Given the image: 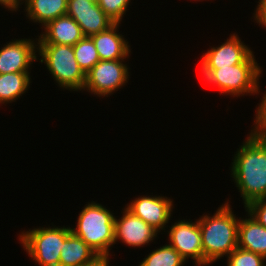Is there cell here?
<instances>
[{"label": "cell", "instance_id": "obj_1", "mask_svg": "<svg viewBox=\"0 0 266 266\" xmlns=\"http://www.w3.org/2000/svg\"><path fill=\"white\" fill-rule=\"evenodd\" d=\"M230 172L244 207L251 201L266 198V138L249 134L237 150Z\"/></svg>", "mask_w": 266, "mask_h": 266}, {"label": "cell", "instance_id": "obj_2", "mask_svg": "<svg viewBox=\"0 0 266 266\" xmlns=\"http://www.w3.org/2000/svg\"><path fill=\"white\" fill-rule=\"evenodd\" d=\"M202 236L203 266L228 256L238 247V223L227 202L214 215H204L198 219Z\"/></svg>", "mask_w": 266, "mask_h": 266}, {"label": "cell", "instance_id": "obj_3", "mask_svg": "<svg viewBox=\"0 0 266 266\" xmlns=\"http://www.w3.org/2000/svg\"><path fill=\"white\" fill-rule=\"evenodd\" d=\"M76 228L71 232L80 237L103 259L109 260V250L114 245L115 216L99 203L84 206L77 218Z\"/></svg>", "mask_w": 266, "mask_h": 266}, {"label": "cell", "instance_id": "obj_4", "mask_svg": "<svg viewBox=\"0 0 266 266\" xmlns=\"http://www.w3.org/2000/svg\"><path fill=\"white\" fill-rule=\"evenodd\" d=\"M207 83L218 87L219 92L233 97L258 94L261 68L253 52L241 63L219 69H201Z\"/></svg>", "mask_w": 266, "mask_h": 266}, {"label": "cell", "instance_id": "obj_5", "mask_svg": "<svg viewBox=\"0 0 266 266\" xmlns=\"http://www.w3.org/2000/svg\"><path fill=\"white\" fill-rule=\"evenodd\" d=\"M41 63L46 64L53 79L63 89L78 91L84 88L86 74L79 67L73 46L59 44H37Z\"/></svg>", "mask_w": 266, "mask_h": 266}, {"label": "cell", "instance_id": "obj_6", "mask_svg": "<svg viewBox=\"0 0 266 266\" xmlns=\"http://www.w3.org/2000/svg\"><path fill=\"white\" fill-rule=\"evenodd\" d=\"M19 240L27 254L40 266H59L63 242L70 227H40L21 232Z\"/></svg>", "mask_w": 266, "mask_h": 266}, {"label": "cell", "instance_id": "obj_7", "mask_svg": "<svg viewBox=\"0 0 266 266\" xmlns=\"http://www.w3.org/2000/svg\"><path fill=\"white\" fill-rule=\"evenodd\" d=\"M124 59L100 60L86 73V82L83 90L97 96L113 94L116 89L123 87L129 80L128 66Z\"/></svg>", "mask_w": 266, "mask_h": 266}, {"label": "cell", "instance_id": "obj_8", "mask_svg": "<svg viewBox=\"0 0 266 266\" xmlns=\"http://www.w3.org/2000/svg\"><path fill=\"white\" fill-rule=\"evenodd\" d=\"M168 232L170 246L187 261L195 260L196 266H203L202 236L198 220L195 222L180 220L172 224Z\"/></svg>", "mask_w": 266, "mask_h": 266}, {"label": "cell", "instance_id": "obj_9", "mask_svg": "<svg viewBox=\"0 0 266 266\" xmlns=\"http://www.w3.org/2000/svg\"><path fill=\"white\" fill-rule=\"evenodd\" d=\"M67 15L81 27L84 36H92L114 24L95 0H68Z\"/></svg>", "mask_w": 266, "mask_h": 266}, {"label": "cell", "instance_id": "obj_10", "mask_svg": "<svg viewBox=\"0 0 266 266\" xmlns=\"http://www.w3.org/2000/svg\"><path fill=\"white\" fill-rule=\"evenodd\" d=\"M126 208L160 232L166 230L165 225L169 222L174 207L171 199L152 195L135 198Z\"/></svg>", "mask_w": 266, "mask_h": 266}, {"label": "cell", "instance_id": "obj_11", "mask_svg": "<svg viewBox=\"0 0 266 266\" xmlns=\"http://www.w3.org/2000/svg\"><path fill=\"white\" fill-rule=\"evenodd\" d=\"M114 244L118 240L130 247H142L153 241L159 233L145 221L125 208L120 219L115 217Z\"/></svg>", "mask_w": 266, "mask_h": 266}, {"label": "cell", "instance_id": "obj_12", "mask_svg": "<svg viewBox=\"0 0 266 266\" xmlns=\"http://www.w3.org/2000/svg\"><path fill=\"white\" fill-rule=\"evenodd\" d=\"M253 51L246 46L237 34H231L225 43L212 47L201 58L202 69H219L241 64Z\"/></svg>", "mask_w": 266, "mask_h": 266}, {"label": "cell", "instance_id": "obj_13", "mask_svg": "<svg viewBox=\"0 0 266 266\" xmlns=\"http://www.w3.org/2000/svg\"><path fill=\"white\" fill-rule=\"evenodd\" d=\"M37 46L34 40L16 39L1 47L0 74L29 72L30 65L38 57L36 56Z\"/></svg>", "mask_w": 266, "mask_h": 266}, {"label": "cell", "instance_id": "obj_14", "mask_svg": "<svg viewBox=\"0 0 266 266\" xmlns=\"http://www.w3.org/2000/svg\"><path fill=\"white\" fill-rule=\"evenodd\" d=\"M43 28L45 32L38 36L37 44L74 46L84 37L81 27L67 14L50 21Z\"/></svg>", "mask_w": 266, "mask_h": 266}, {"label": "cell", "instance_id": "obj_15", "mask_svg": "<svg viewBox=\"0 0 266 266\" xmlns=\"http://www.w3.org/2000/svg\"><path fill=\"white\" fill-rule=\"evenodd\" d=\"M119 24L114 23L108 29L101 31L98 34L90 36L96 50L98 52L100 60H117L129 58L130 45L125 40L122 34L117 33Z\"/></svg>", "mask_w": 266, "mask_h": 266}, {"label": "cell", "instance_id": "obj_16", "mask_svg": "<svg viewBox=\"0 0 266 266\" xmlns=\"http://www.w3.org/2000/svg\"><path fill=\"white\" fill-rule=\"evenodd\" d=\"M102 261L95 250L73 233L63 242L59 266H98Z\"/></svg>", "mask_w": 266, "mask_h": 266}, {"label": "cell", "instance_id": "obj_17", "mask_svg": "<svg viewBox=\"0 0 266 266\" xmlns=\"http://www.w3.org/2000/svg\"><path fill=\"white\" fill-rule=\"evenodd\" d=\"M248 217L239 218L238 247L257 253L266 259V227L259 224L251 215L248 214Z\"/></svg>", "mask_w": 266, "mask_h": 266}, {"label": "cell", "instance_id": "obj_18", "mask_svg": "<svg viewBox=\"0 0 266 266\" xmlns=\"http://www.w3.org/2000/svg\"><path fill=\"white\" fill-rule=\"evenodd\" d=\"M25 2L26 16L44 27L50 21L67 13L68 0H20Z\"/></svg>", "mask_w": 266, "mask_h": 266}, {"label": "cell", "instance_id": "obj_19", "mask_svg": "<svg viewBox=\"0 0 266 266\" xmlns=\"http://www.w3.org/2000/svg\"><path fill=\"white\" fill-rule=\"evenodd\" d=\"M29 72L0 74V104L15 102L29 88Z\"/></svg>", "mask_w": 266, "mask_h": 266}, {"label": "cell", "instance_id": "obj_20", "mask_svg": "<svg viewBox=\"0 0 266 266\" xmlns=\"http://www.w3.org/2000/svg\"><path fill=\"white\" fill-rule=\"evenodd\" d=\"M75 59L79 67L86 74L89 72L99 61V55L90 36H84L74 46Z\"/></svg>", "mask_w": 266, "mask_h": 266}, {"label": "cell", "instance_id": "obj_21", "mask_svg": "<svg viewBox=\"0 0 266 266\" xmlns=\"http://www.w3.org/2000/svg\"><path fill=\"white\" fill-rule=\"evenodd\" d=\"M185 262L172 246L166 244L147 255L139 266H183Z\"/></svg>", "mask_w": 266, "mask_h": 266}, {"label": "cell", "instance_id": "obj_22", "mask_svg": "<svg viewBox=\"0 0 266 266\" xmlns=\"http://www.w3.org/2000/svg\"><path fill=\"white\" fill-rule=\"evenodd\" d=\"M227 266H265V258L242 248H235L228 256Z\"/></svg>", "mask_w": 266, "mask_h": 266}, {"label": "cell", "instance_id": "obj_23", "mask_svg": "<svg viewBox=\"0 0 266 266\" xmlns=\"http://www.w3.org/2000/svg\"><path fill=\"white\" fill-rule=\"evenodd\" d=\"M130 1L131 0H97V4L114 23H121Z\"/></svg>", "mask_w": 266, "mask_h": 266}, {"label": "cell", "instance_id": "obj_24", "mask_svg": "<svg viewBox=\"0 0 266 266\" xmlns=\"http://www.w3.org/2000/svg\"><path fill=\"white\" fill-rule=\"evenodd\" d=\"M266 93V92H265ZM261 99V103L257 106L255 115V125L250 134L257 138H266V94Z\"/></svg>", "mask_w": 266, "mask_h": 266}, {"label": "cell", "instance_id": "obj_25", "mask_svg": "<svg viewBox=\"0 0 266 266\" xmlns=\"http://www.w3.org/2000/svg\"><path fill=\"white\" fill-rule=\"evenodd\" d=\"M245 210L259 224L266 227V198H260L249 202L245 206Z\"/></svg>", "mask_w": 266, "mask_h": 266}, {"label": "cell", "instance_id": "obj_26", "mask_svg": "<svg viewBox=\"0 0 266 266\" xmlns=\"http://www.w3.org/2000/svg\"><path fill=\"white\" fill-rule=\"evenodd\" d=\"M254 13V20L266 28V0H259Z\"/></svg>", "mask_w": 266, "mask_h": 266}, {"label": "cell", "instance_id": "obj_27", "mask_svg": "<svg viewBox=\"0 0 266 266\" xmlns=\"http://www.w3.org/2000/svg\"><path fill=\"white\" fill-rule=\"evenodd\" d=\"M20 0H0V4L3 5L4 8L11 9V11H17L19 6Z\"/></svg>", "mask_w": 266, "mask_h": 266}, {"label": "cell", "instance_id": "obj_28", "mask_svg": "<svg viewBox=\"0 0 266 266\" xmlns=\"http://www.w3.org/2000/svg\"><path fill=\"white\" fill-rule=\"evenodd\" d=\"M98 266H109V260L102 261Z\"/></svg>", "mask_w": 266, "mask_h": 266}]
</instances>
